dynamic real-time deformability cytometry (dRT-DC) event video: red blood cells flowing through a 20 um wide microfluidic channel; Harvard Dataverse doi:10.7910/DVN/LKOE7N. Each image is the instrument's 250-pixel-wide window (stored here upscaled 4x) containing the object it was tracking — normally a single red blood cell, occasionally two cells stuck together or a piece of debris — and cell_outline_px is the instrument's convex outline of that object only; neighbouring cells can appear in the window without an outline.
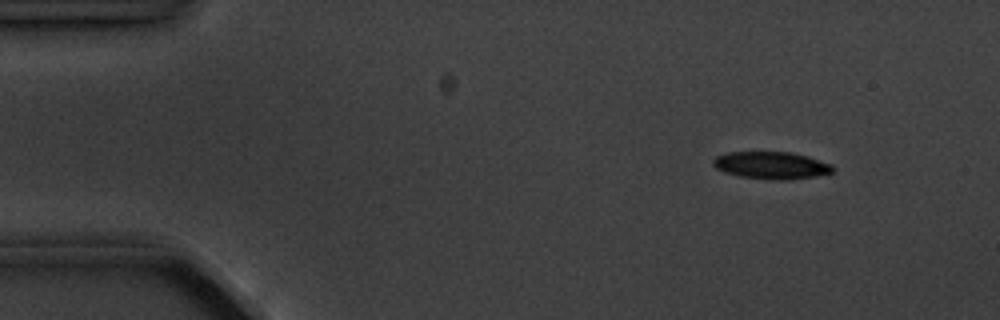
{"species": "common noctule bat (a hibernating species)", "species_latin": "Nyctalus noctula", "temperature_condition": "cold", "stored_images_in_passage": 7, "camera_frame_rate_fps": 3000, "um_per_image_px": 0.085, "animal": {"sex": "male", "body_mass_g": 20.1, "forearm_length_mm": 53.5}, "frame": {"image": 1, "passage_image": 2, "time_ms": 1.333, "image_size_px": [1000, 320], "cell_outline_px": [[836, 168], [832, 172], [816, 176], [788, 180], [768, 180], [740, 176], [724, 172], [716, 168], [712, 164], [712, 160], [716, 156], [728, 152], [792, 152], [808, 156], [832, 164]], "centroid_in_image_um": [65.58, 14.05], "position_along_channel_um": 19.4, "area_um2": 19.25}}
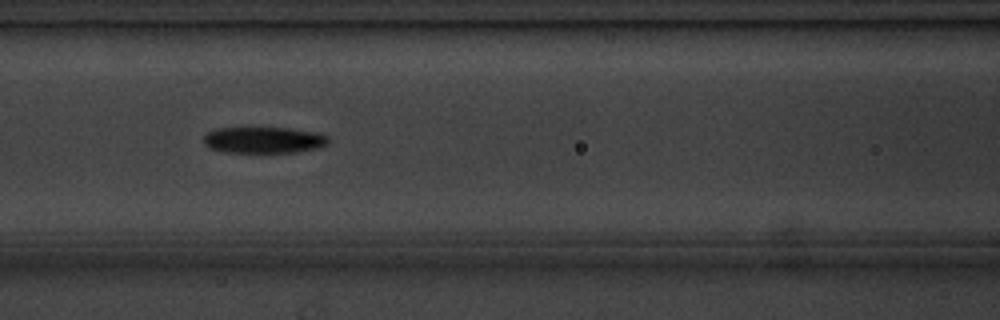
{"frame": {"image": 2, "passage_image": 7, "time_ms": 7.0, "image_size_px": [1000, 320], "cell_outline_px": [[328, 144], [316, 148], [296, 152], [224, 152], [212, 148], [204, 144], [204, 136], [208, 132], [216, 128], [292, 128], [320, 132], [328, 136]], "centroid_in_image_um": [22.46, 11.89], "position_along_channel_um": 144.1, "area_um2": 19.13}}